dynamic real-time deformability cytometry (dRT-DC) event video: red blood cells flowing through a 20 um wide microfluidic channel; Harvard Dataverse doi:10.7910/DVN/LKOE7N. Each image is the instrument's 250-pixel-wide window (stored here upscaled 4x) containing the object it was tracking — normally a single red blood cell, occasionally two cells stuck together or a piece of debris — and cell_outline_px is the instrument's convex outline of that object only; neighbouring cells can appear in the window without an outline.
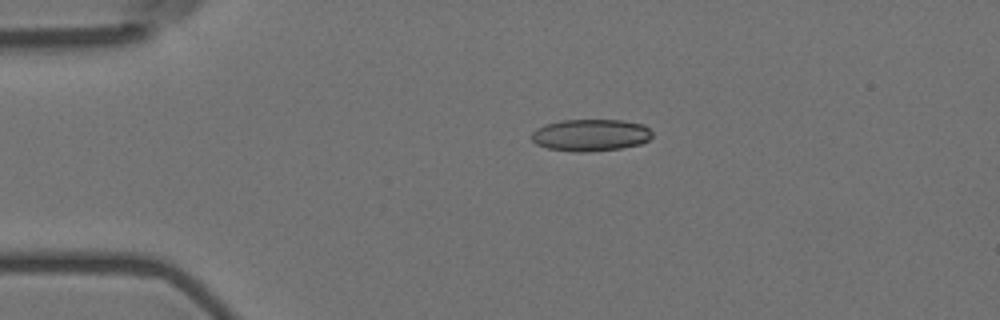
{"species": "Egyptian fruit bat (a non-hibernating species)", "species_latin": "Rousettus aegyptiacus", "temperature_condition": "room temperature", "stored_images_in_passage": 36, "camera_frame_rate_fps": 3000, "um_per_image_px": 0.085, "animal": {"sex": "female"}, "frame": {"image": 1, "passage_image": 8, "time_ms": 2.333, "image_size_px": [1000, 320], "cell_outline_px": [[652, 136], [648, 140], [640, 144], [620, 148], [584, 152], [576, 152], [548, 148], [536, 144], [532, 140], [532, 132], [536, 128], [544, 124], [560, 120], [620, 120], [644, 124], [652, 132]], "centroid_in_image_um": [50.19, 11.47], "position_along_channel_um": 34.8, "area_um2": 22.48}}
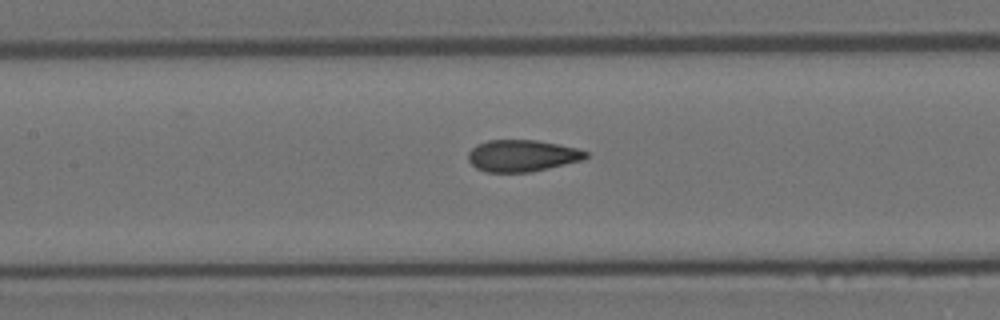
{"frame": {"image": 2, "passage_image": 22, "time_ms": 7.0, "image_size_px": [1000, 320], "cell_outline_px": [[588, 156], [584, 160], [532, 172], [484, 172], [476, 168], [468, 160], [468, 152], [476, 144], [488, 140], [536, 140], [576, 148], [588, 152]], "centroid_in_image_um": [44.37, 13.24], "position_along_channel_um": 163.0, "area_um2": 21.85}}
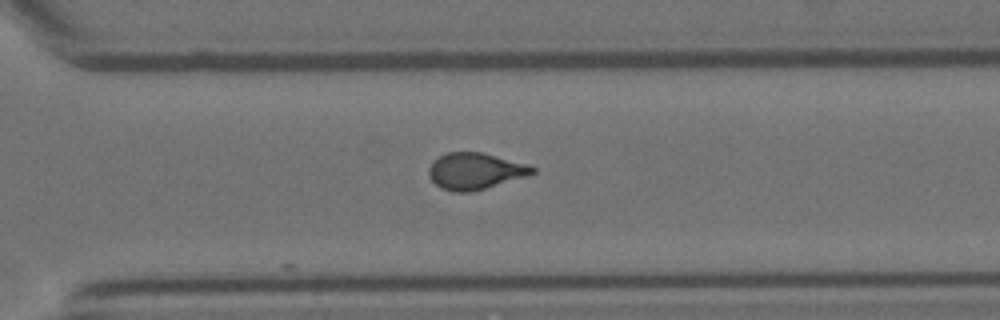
{"frame": {"image": 3, "passage_image": 36, "time_ms": 11.667, "image_size_px": [1000, 320], "cell_outline_px": [[536, 172], [528, 176], [484, 188], [468, 192], [452, 192], [440, 188], [428, 176], [428, 168], [432, 160], [448, 152], [480, 152], [532, 164], [536, 168]], "centroid_in_image_um": [40.4, 14.53], "position_along_channel_um": 330.2, "area_um2": 22.25}}